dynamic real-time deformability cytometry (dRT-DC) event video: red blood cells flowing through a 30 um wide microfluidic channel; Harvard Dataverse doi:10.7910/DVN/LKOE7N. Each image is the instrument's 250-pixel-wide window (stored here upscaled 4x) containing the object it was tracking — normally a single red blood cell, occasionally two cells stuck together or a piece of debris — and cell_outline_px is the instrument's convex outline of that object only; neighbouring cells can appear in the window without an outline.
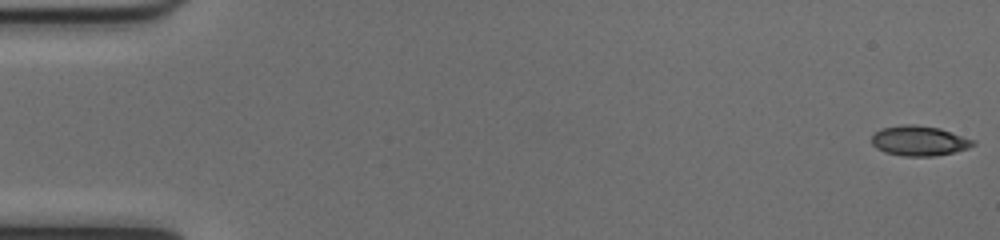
{"species": "common noctule bat (a hibernating species)", "species_latin": "Nyctalus noctula", "temperature_condition": "cold", "stored_images_in_passage": 52, "camera_frame_rate_fps": 3000, "um_per_image_px": 0.085, "animal": {"sex": "female", "body_mass_g": 17.0, "forearm_length_mm": 48.0}, "frame": {"image": 1, "passage_image": 1, "time_ms": 0.0, "image_size_px": [1000, 240], "cell_outline_px": [[976, 144], [968, 148], [936, 156], [904, 156], [884, 152], [876, 148], [872, 144], [872, 136], [880, 128], [904, 124], [916, 124], [940, 128], [976, 140]], "centroid_in_image_um": [78.14, 11.96], "position_along_channel_um": 6.9, "area_um2": 17.86}}
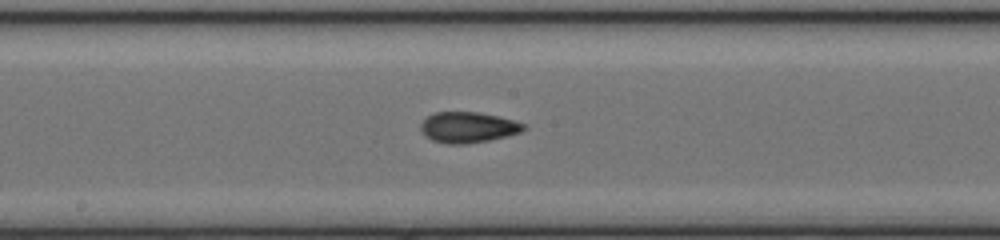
{"frame": {"image": 2, "passage_image": 28, "time_ms": 9.0, "image_size_px": [1000, 240], "cell_outline_px": [[528, 128], [520, 132], [508, 136], [488, 140], [464, 144], [444, 144], [432, 140], [424, 136], [420, 128], [420, 124], [428, 116], [436, 112], [476, 112], [500, 116], [528, 124]], "centroid_in_image_um": [39.81, 10.82], "position_along_channel_um": 208.4, "area_um2": 18.67}}
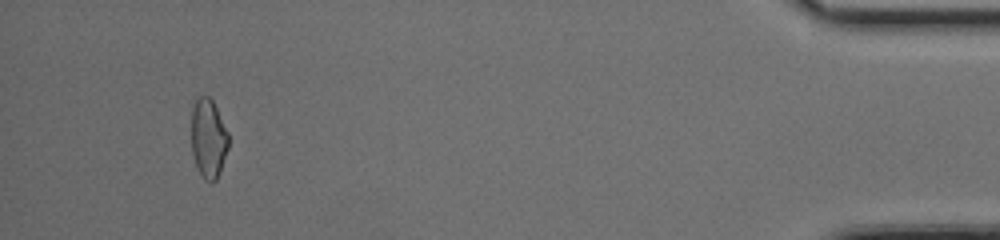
{"frame": {"image": 3, "passage_image": 49, "time_ms": 16.0, "image_size_px": [1000, 240], "cell_outline_px": [[228, 148], [220, 172], [216, 180], [212, 184], [204, 180], [196, 168], [192, 152], [192, 100], [196, 96], [208, 96], [212, 100], [228, 132]], "centroid_in_image_um": [17.69, 11.78], "position_along_channel_um": 417.5, "area_um2": 17.4}, "authors_computed_cell_mechanics": {"area_um2": 17.7157, "velocity_mm_per_s": 4.04, "shape_relaxation_time_tau1_ms": null, "shape_relaxation_time_tau2_ms": 2.6335, "deformation_change_tau1": null, "deformation_change_tau2": 0.0889}}